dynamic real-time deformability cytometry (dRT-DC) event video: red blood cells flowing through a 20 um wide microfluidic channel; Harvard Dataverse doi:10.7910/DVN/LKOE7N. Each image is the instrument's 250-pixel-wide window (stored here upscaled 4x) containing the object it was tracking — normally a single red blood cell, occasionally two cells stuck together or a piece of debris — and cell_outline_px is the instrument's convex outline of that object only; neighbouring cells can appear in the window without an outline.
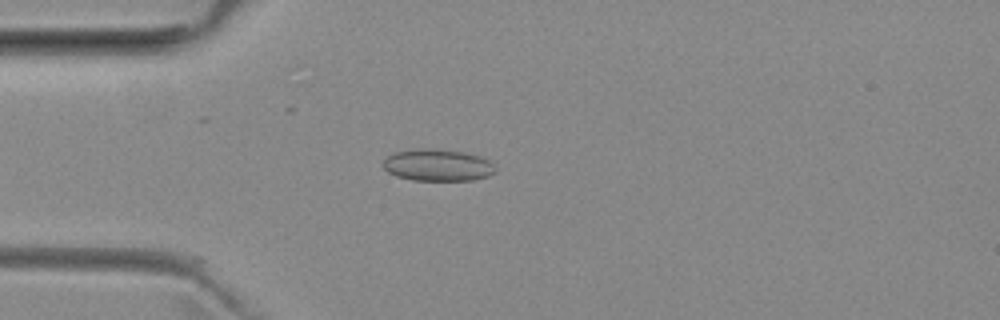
{"species": "common noctule bat (a hibernating species)", "species_latin": "Nyctalus noctula", "temperature_condition": "room temperature", "stored_images_in_passage": 39, "camera_frame_rate_fps": 3000, "um_per_image_px": 0.085, "animal": {"sex": "female", "body_mass_g": 29.2, "forearm_length_mm": 56.3}, "frame": {"image": 1, "passage_image": 1, "time_ms": 0.0, "image_size_px": [1000, 320], "cell_outline_px": [[496, 172], [488, 176], [472, 180], [412, 180], [396, 176], [388, 172], [384, 168], [384, 160], [392, 152], [416, 148], [428, 148], [460, 152], [480, 156], [488, 160], [496, 168]], "centroid_in_image_um": [37.18, 14.03], "position_along_channel_um": 47.8, "area_um2": 20.81}}
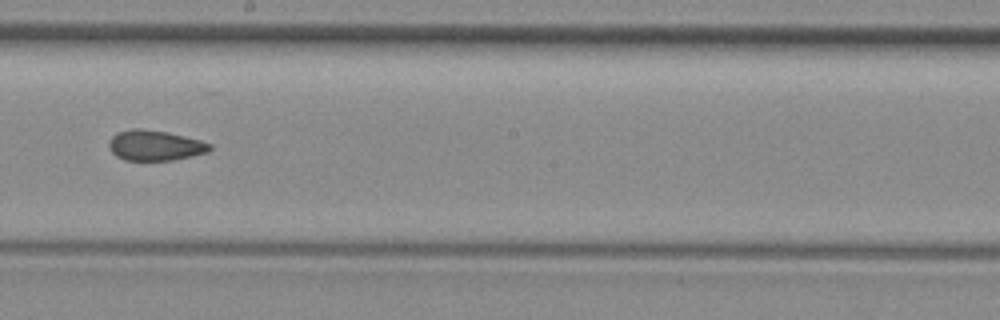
{"frame": {"image": 2, "passage_image": 16, "time_ms": 5.0, "image_size_px": [1000, 320], "cell_outline_px": [[212, 148], [208, 152], [192, 156], [172, 160], [124, 160], [116, 156], [108, 148], [108, 140], [116, 132], [132, 128], [140, 128], [168, 132], [200, 140], [212, 144]], "centroid_in_image_um": [13.15, 12.35], "position_along_channel_um": 235.1, "area_um2": 18.03}}
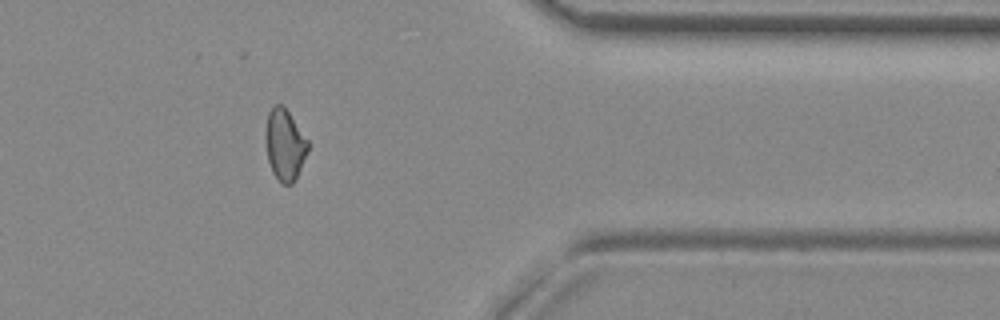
{"frame": {"image": 3, "passage_image": 29, "time_ms": 9.333, "image_size_px": [1000, 320], "cell_outline_px": [[308, 148], [296, 180], [292, 184], [280, 184], [272, 172], [268, 160], [264, 140], [264, 136], [268, 112], [272, 104], [280, 104], [288, 112], [308, 140]], "centroid_in_image_um": [24.17, 12.32], "position_along_channel_um": 387.2, "area_um2": 17.69}, "authors_computed_cell_mechanics": {"area_um2": 18.0336, "velocity_mm_per_s": 3.9906, "shape_relaxation_time_tau1_ms": null, "shape_relaxation_time_tau2_ms": 2.154, "deformation_change_tau1": null, "deformation_change_tau2": 0.0751}}